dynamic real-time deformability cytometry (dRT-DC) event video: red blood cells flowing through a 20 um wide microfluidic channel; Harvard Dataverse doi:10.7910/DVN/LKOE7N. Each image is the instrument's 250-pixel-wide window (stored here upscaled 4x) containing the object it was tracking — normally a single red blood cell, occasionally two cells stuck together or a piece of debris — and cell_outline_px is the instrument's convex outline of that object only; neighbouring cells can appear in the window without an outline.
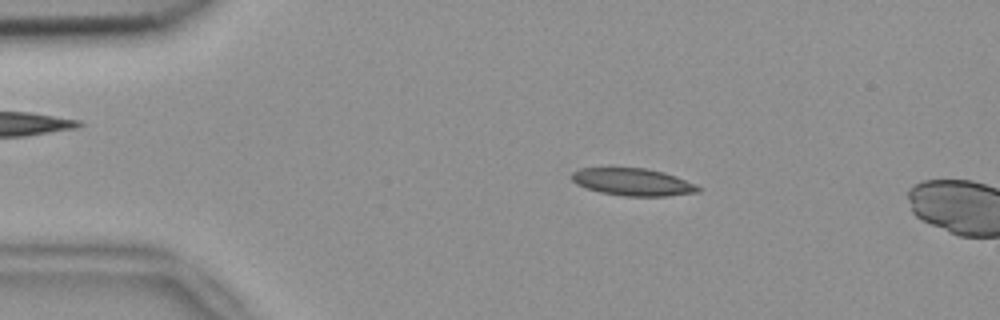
{"species": "common noctule bat (a hibernating species)", "species_latin": "Nyctalus noctula", "temperature_condition": "room temperature", "stored_images_in_passage": 12, "camera_frame_rate_fps": 3000, "um_per_image_px": 0.085, "animal": {"sex": "female", "body_mass_g": 18.4}, "frame": {"image": 1, "passage_image": 9, "time_ms": 2.667, "image_size_px": [1000, 320], "cell_outline_px": [[700, 192], [668, 196], [624, 196], [600, 192], [576, 184], [572, 180], [572, 172], [580, 168], [612, 164], [648, 168], [664, 172], [676, 176], [696, 184], [700, 188]], "centroid_in_image_um": [53.74, 15.41], "position_along_channel_um": 31.3, "area_um2": 21.15}}